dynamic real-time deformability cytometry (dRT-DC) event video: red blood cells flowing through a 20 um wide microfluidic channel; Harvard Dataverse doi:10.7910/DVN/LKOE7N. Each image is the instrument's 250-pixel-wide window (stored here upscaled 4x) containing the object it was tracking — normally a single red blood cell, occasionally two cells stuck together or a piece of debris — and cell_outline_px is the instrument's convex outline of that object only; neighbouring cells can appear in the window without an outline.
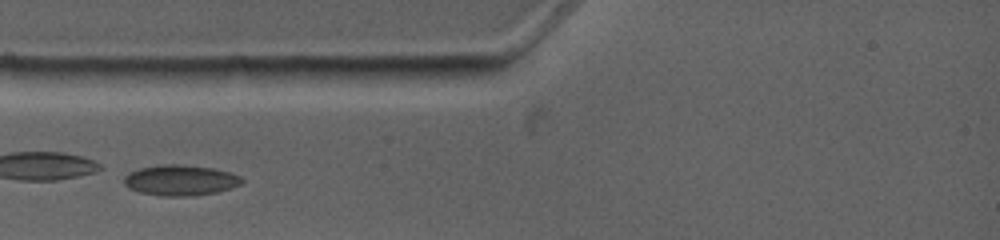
{"species": "common noctule bat (a hibernating species)", "species_latin": "Nyctalus noctula", "temperature_condition": "warm", "stored_images_in_passage": 1, "camera_frame_rate_fps": 4500, "um_per_image_px": 0.085, "animal": {"sex": "female", "body_mass_g": 19.0, "forearm_length_mm": 53.3}, "frame": {"image": 1, "passage_image": 1, "time_ms": 0.0, "image_size_px": [1000, 240], "cell_outline_px": [[244, 184], [232, 188], [216, 192], [192, 196], [160, 196], [140, 192], [128, 188], [124, 184], [124, 176], [128, 172], [140, 168], [164, 164], [180, 164], [212, 168], [228, 172], [240, 176], [244, 180]], "centroid_in_image_um": [15.34, 15.32], "position_along_channel_um": 69.7, "area_um2": 21.15}}